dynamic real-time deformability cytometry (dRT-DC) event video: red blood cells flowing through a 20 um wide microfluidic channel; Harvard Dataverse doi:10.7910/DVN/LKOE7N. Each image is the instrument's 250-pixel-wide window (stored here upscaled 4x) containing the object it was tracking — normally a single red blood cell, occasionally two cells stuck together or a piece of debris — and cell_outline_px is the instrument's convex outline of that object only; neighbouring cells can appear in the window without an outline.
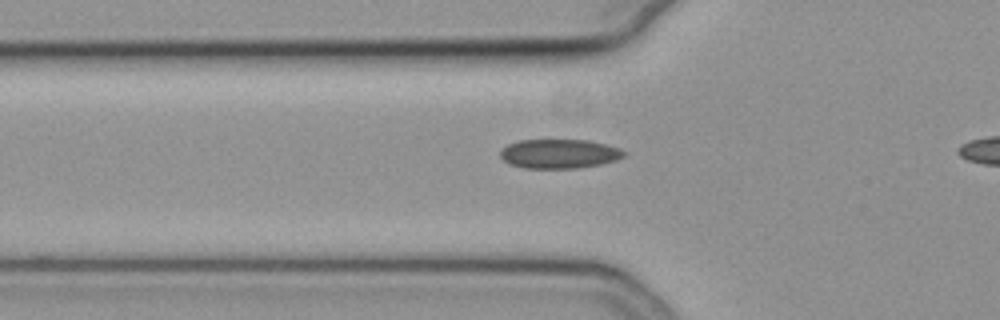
{"species": "common noctule bat (a hibernating species)", "species_latin": "Nyctalus noctula", "temperature_condition": "cold", "stored_images_in_passage": 31, "camera_frame_rate_fps": 3000, "um_per_image_px": 0.085, "animal": {"sex": "female", "body_mass_g": 19.3, "forearm_length_mm": 54.1}, "frame": {"image": 1, "passage_image": 14, "time_ms": 4.333, "image_size_px": [1000, 320], "cell_outline_px": [[628, 152], [624, 156], [616, 160], [600, 164], [576, 168], [524, 168], [508, 164], [500, 156], [500, 152], [508, 144], [516, 140], [588, 140], [620, 148]], "centroid_in_image_um": [47.53, 13.07], "position_along_channel_um": 78.3, "area_um2": 21.1}}
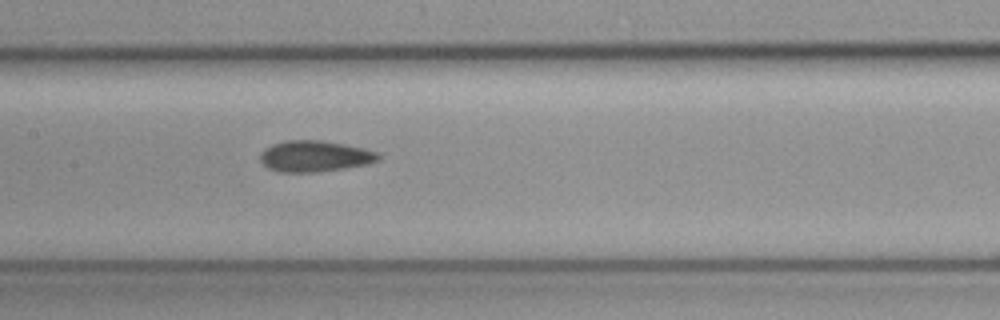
{"frame": {"image": 2, "passage_image": 22, "time_ms": 7.0, "image_size_px": [1000, 320], "cell_outline_px": [[380, 160], [368, 164], [344, 168], [316, 172], [280, 172], [268, 168], [260, 160], [260, 152], [264, 148], [272, 144], [288, 140], [320, 140], [344, 144], [364, 148], [380, 152]], "centroid_in_image_um": [26.77, 13.27], "position_along_channel_um": 180.6, "area_um2": 21.56}}
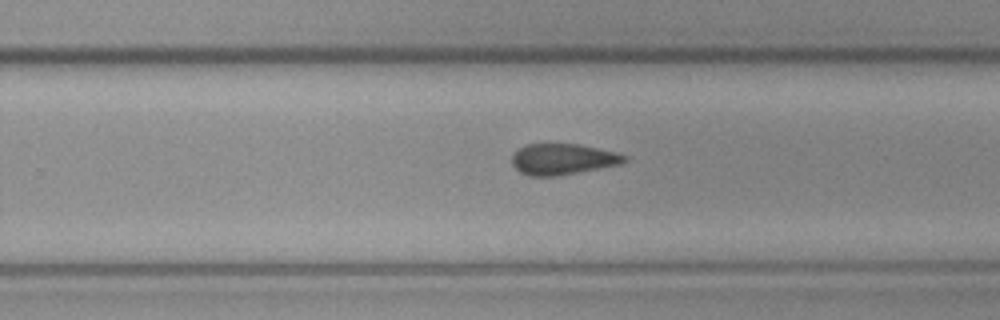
{"frame": {"image": 3, "passage_image": 30, "time_ms": 9.667, "image_size_px": [1000, 320], "cell_outline_px": [[628, 160], [620, 164], [556, 176], [528, 176], [520, 172], [512, 164], [512, 156], [520, 148], [528, 144], [576, 144], [596, 148], [628, 156]], "centroid_in_image_um": [47.81, 13.54], "position_along_channel_um": 282.0, "area_um2": 19.94}}